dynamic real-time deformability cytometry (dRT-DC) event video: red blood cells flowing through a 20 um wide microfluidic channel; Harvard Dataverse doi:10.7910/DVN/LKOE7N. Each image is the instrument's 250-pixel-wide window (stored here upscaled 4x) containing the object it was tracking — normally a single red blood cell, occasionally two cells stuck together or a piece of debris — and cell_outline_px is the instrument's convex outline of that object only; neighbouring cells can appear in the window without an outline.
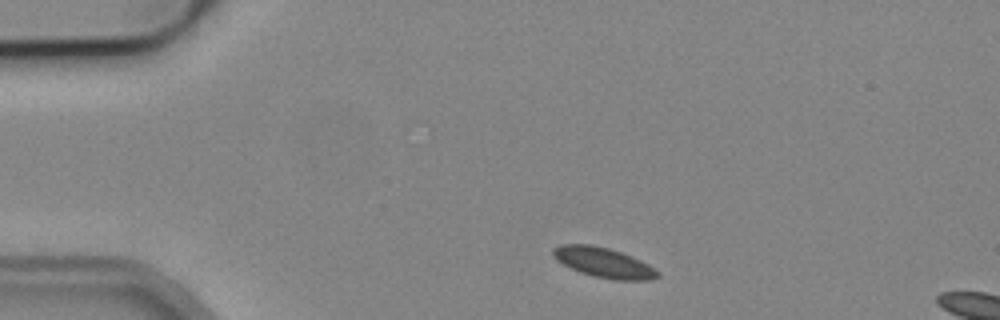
{"species": "common noctule bat (a hibernating species)", "species_latin": "Nyctalus noctula", "temperature_condition": "cold", "stored_images_in_passage": 5, "camera_frame_rate_fps": 3000, "um_per_image_px": 0.085, "animal": {"sex": "male", "body_mass_g": 19.2, "forearm_length_mm": 51.8}, "frame": {"image": 1, "passage_image": 1, "time_ms": 0.0, "image_size_px": [1000, 320], "cell_outline_px": [[660, 276], [652, 280], [616, 280], [592, 276], [580, 272], [556, 260], [552, 256], [552, 248], [560, 244], [592, 244], [608, 248], [632, 256], [648, 264], [660, 272]], "centroid_in_image_um": [51.31, 22.31], "position_along_channel_um": 33.7, "area_um2": 18.38}}